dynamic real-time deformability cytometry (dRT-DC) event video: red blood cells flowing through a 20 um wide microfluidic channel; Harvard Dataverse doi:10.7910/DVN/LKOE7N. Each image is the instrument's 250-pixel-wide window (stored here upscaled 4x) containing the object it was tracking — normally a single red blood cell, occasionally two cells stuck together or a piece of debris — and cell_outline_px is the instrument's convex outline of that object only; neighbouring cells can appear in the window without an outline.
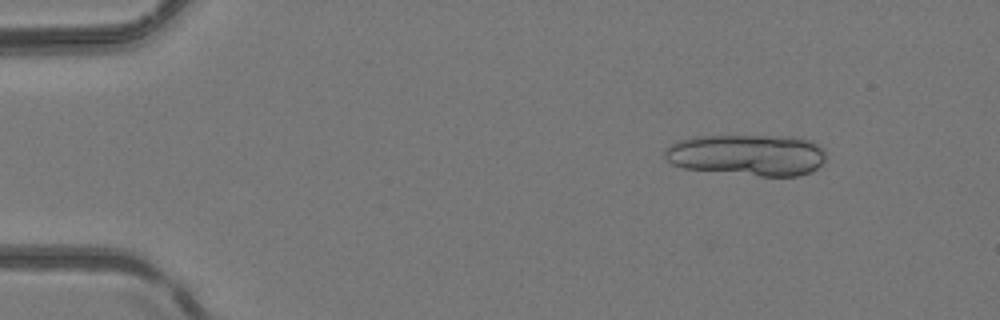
{"species": "common noctule bat (a hibernating species)", "species_latin": "Nyctalus noctula", "temperature_condition": "room temperature", "stored_images_in_passage": 5, "camera_frame_rate_fps": 3000, "um_per_image_px": 0.085, "animal": {"sex": "female", "body_mass_g": 24.6, "forearm_length_mm": 56.2}, "frame": {"image": 1, "passage_image": 2, "time_ms": 0.333, "image_size_px": [1000, 320], "cell_outline_px": [[824, 160], [812, 172], [800, 176], [760, 176], [684, 168], [672, 164], [664, 156], [664, 148], [668, 144], [680, 140], [696, 136], [792, 136], [812, 140], [820, 144], [824, 148]], "centroid_in_image_um": [63.53, 13.16], "position_along_channel_um": 21.5, "area_um2": 39.25}}